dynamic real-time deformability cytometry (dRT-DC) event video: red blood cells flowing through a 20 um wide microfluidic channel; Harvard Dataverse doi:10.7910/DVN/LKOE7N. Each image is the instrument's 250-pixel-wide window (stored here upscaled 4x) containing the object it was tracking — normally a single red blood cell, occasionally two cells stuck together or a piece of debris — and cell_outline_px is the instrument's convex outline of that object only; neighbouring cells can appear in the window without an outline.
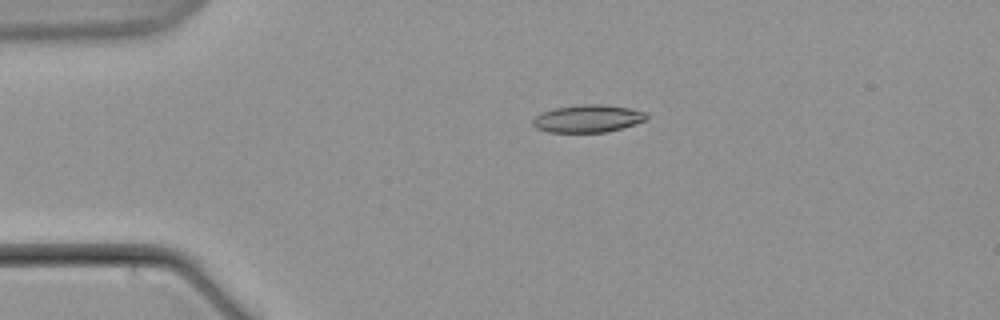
{"species": "common noctule bat (a hibernating species)", "species_latin": "Nyctalus noctula", "temperature_condition": "warm", "stored_images_in_passage": 9, "camera_frame_rate_fps": 3000, "um_per_image_px": 0.085, "animal": {"sex": "male", "body_mass_g": 21.5, "forearm_length_mm": 52.0}, "frame": {"image": 1, "passage_image": 4, "time_ms": 4.333, "image_size_px": [1000, 320], "cell_outline_px": [[648, 120], [636, 124], [608, 132], [548, 132], [536, 128], [532, 124], [532, 120], [540, 112], [556, 108], [584, 104], [600, 104], [628, 108], [644, 112], [648, 116]], "centroid_in_image_um": [49.97, 10.09], "position_along_channel_um": 35.0, "area_um2": 18.26}}
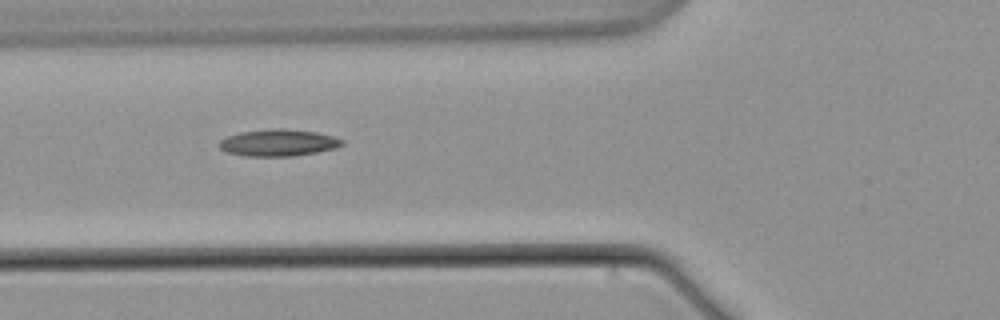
{"frame": {"image": 2, "passage_image": 7, "time_ms": 8.0, "image_size_px": [1000, 320], "cell_outline_px": [[344, 144], [336, 148], [316, 152], [292, 156], [244, 156], [228, 152], [220, 148], [220, 140], [228, 136], [240, 132], [272, 128], [284, 128], [316, 132], [332, 136], [344, 140]], "centroid_in_image_um": [23.68, 12.12], "position_along_channel_um": 102.1, "area_um2": 19.13}}
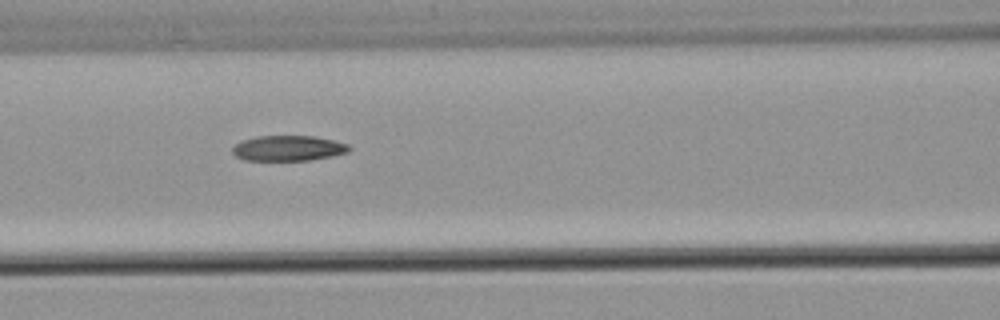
{"frame": {"image": 3, "passage_image": 8, "time_ms": 9.333, "image_size_px": [1000, 320], "cell_outline_px": [[352, 148], [348, 152], [332, 156], [308, 160], [244, 160], [236, 156], [232, 152], [232, 148], [240, 140], [256, 136], [312, 136], [332, 140], [348, 144]], "centroid_in_image_um": [24.48, 12.59], "position_along_channel_um": 142.1, "area_um2": 17.22}}